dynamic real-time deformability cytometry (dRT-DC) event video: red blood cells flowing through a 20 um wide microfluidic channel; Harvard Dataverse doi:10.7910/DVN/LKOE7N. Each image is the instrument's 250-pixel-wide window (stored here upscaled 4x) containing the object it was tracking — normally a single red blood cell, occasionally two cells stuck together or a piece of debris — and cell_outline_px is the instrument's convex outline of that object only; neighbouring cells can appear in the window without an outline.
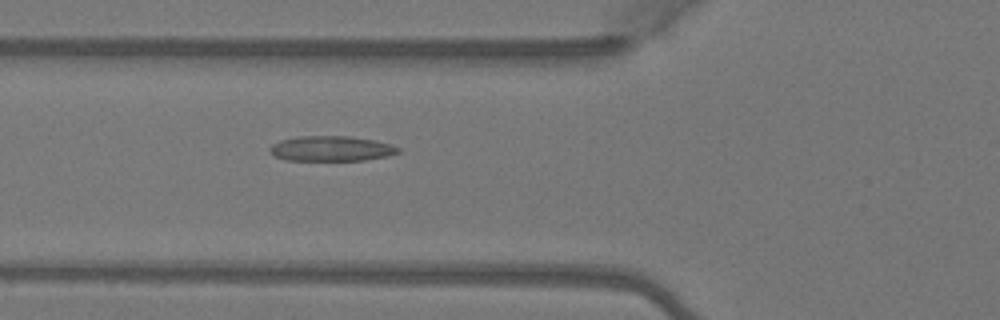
{"species": "Egyptian fruit bat (a non-hibernating species)", "species_latin": "Rousettus aegyptiacus", "temperature_condition": "warm", "stored_images_in_passage": 4, "segment_of_instrument_passage": [1, 2], "camera_frame_rate_fps": 3000, "um_per_image_px": 0.085, "animal": {"sex": "female"}, "frame": {"image": 1, "passage_image": 3, "time_ms": 0.667, "image_size_px": [1000, 320], "cell_outline_px": [[400, 152], [388, 156], [364, 160], [284, 160], [276, 156], [268, 148], [272, 144], [280, 140], [300, 136], [348, 136], [376, 140], [392, 144], [400, 148]], "centroid_in_image_um": [28.19, 12.62], "position_along_channel_um": 97.6, "area_um2": 18.84}}